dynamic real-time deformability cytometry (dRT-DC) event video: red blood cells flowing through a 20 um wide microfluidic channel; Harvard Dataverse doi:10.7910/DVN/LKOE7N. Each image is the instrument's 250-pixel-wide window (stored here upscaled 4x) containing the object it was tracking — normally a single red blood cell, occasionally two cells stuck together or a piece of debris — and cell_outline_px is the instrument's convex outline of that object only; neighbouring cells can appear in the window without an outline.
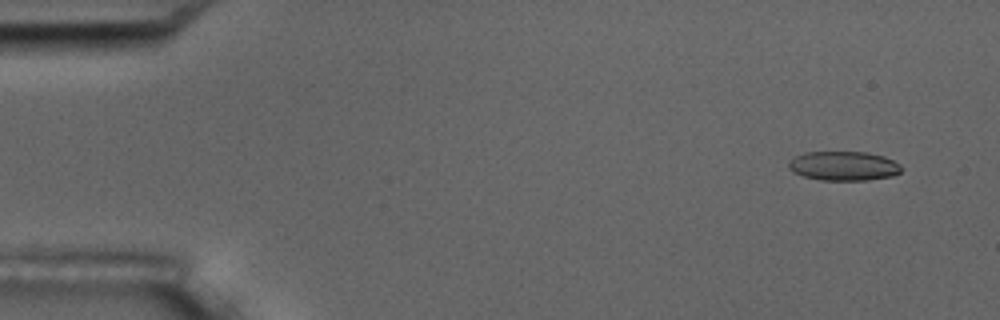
{"species": "common noctule bat (a hibernating species)", "species_latin": "Nyctalus noctula", "temperature_condition": "room temperature", "stored_images_in_passage": 11, "camera_frame_rate_fps": 3000, "um_per_image_px": 0.085, "animal": {"sex": "male", "body_mass_g": 17.5, "forearm_length_mm": 52.3}, "frame": {"image": 1, "passage_image": 1, "time_ms": 0.0, "image_size_px": [1000, 320], "cell_outline_px": [[904, 168], [900, 172], [892, 176], [868, 180], [820, 180], [804, 176], [792, 172], [788, 168], [788, 160], [804, 152], [868, 152], [884, 156], [900, 164]], "centroid_in_image_um": [71.71, 14.1], "position_along_channel_um": 13.3, "area_um2": 19.42}}
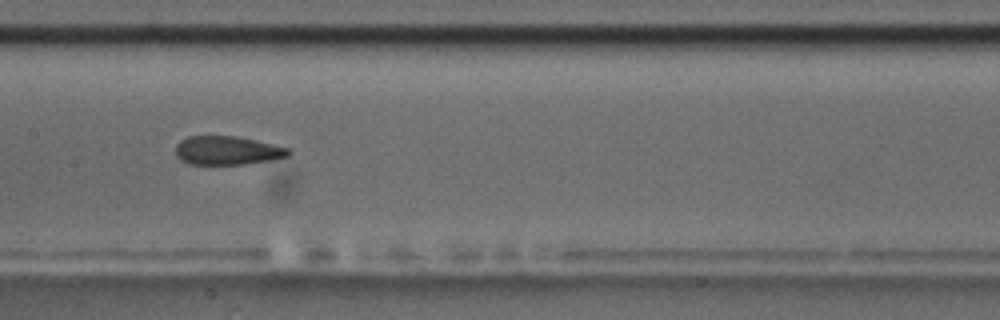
{"frame": {"image": 2, "passage_image": 8, "time_ms": 8.0, "image_size_px": [1000, 320], "cell_outline_px": [[292, 152], [288, 156], [268, 160], [244, 164], [188, 164], [180, 160], [176, 156], [176, 144], [180, 140], [188, 136], [236, 136], [256, 140], [292, 148]], "centroid_in_image_um": [19.32, 12.78], "position_along_channel_um": 188.1, "area_um2": 19.02}}
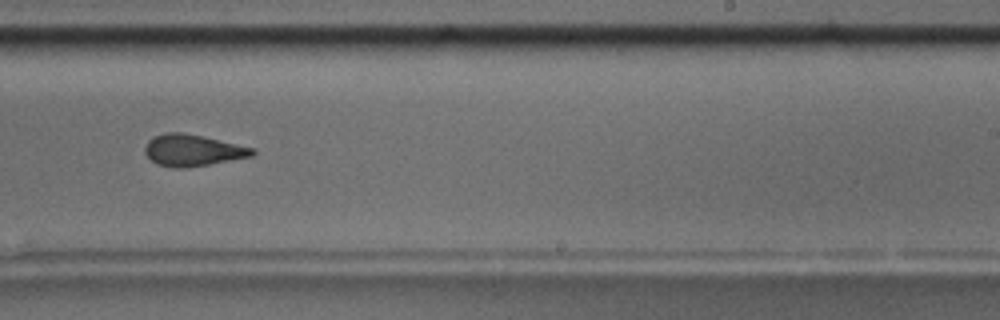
{"frame": {"image": 3, "passage_image": 10, "time_ms": 10.333, "image_size_px": [1000, 320], "cell_outline_px": [[256, 152], [252, 156], [208, 164], [184, 168], [172, 168], [156, 164], [144, 152], [144, 148], [148, 140], [152, 136], [164, 132], [184, 132], [256, 148]], "centroid_in_image_um": [16.35, 12.76], "position_along_channel_um": 272.7, "area_um2": 19.88}}